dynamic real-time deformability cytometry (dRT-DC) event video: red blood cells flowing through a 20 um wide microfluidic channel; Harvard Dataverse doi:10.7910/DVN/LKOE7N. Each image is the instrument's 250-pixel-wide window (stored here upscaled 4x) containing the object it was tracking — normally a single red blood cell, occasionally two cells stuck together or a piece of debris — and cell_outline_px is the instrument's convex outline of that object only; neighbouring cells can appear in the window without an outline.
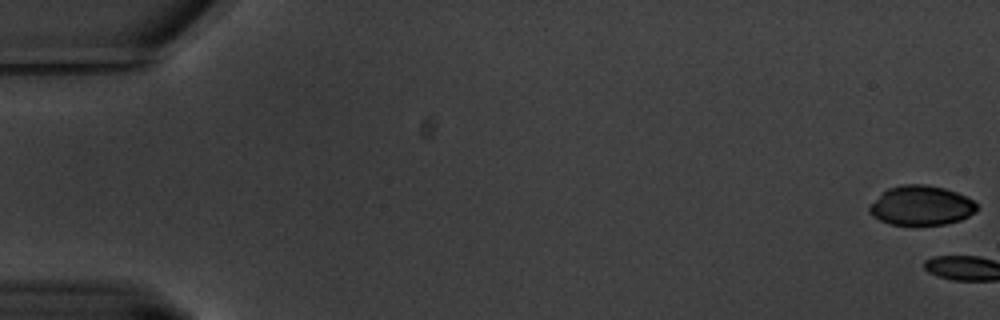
{"species": "common noctule bat (a hibernating species)", "species_latin": "Nyctalus noctula", "temperature_condition": "warm", "stored_images_in_passage": 4, "camera_frame_rate_fps": 3000, "um_per_image_px": 0.085, "animal": {"sex": "male", "body_mass_g": 20.1, "forearm_length_mm": 53.5}, "frame": {"image": 1, "passage_image": 1, "time_ms": 0.0, "image_size_px": [1000, 320], "cell_outline_px": [[980, 208], [976, 212], [960, 220], [944, 224], [888, 224], [872, 216], [868, 212], [868, 208], [888, 188], [900, 184], [924, 184], [944, 188], [956, 192], [972, 200]], "centroid_in_image_um": [78.31, 17.46], "position_along_channel_um": 6.7, "area_um2": 24.51}}